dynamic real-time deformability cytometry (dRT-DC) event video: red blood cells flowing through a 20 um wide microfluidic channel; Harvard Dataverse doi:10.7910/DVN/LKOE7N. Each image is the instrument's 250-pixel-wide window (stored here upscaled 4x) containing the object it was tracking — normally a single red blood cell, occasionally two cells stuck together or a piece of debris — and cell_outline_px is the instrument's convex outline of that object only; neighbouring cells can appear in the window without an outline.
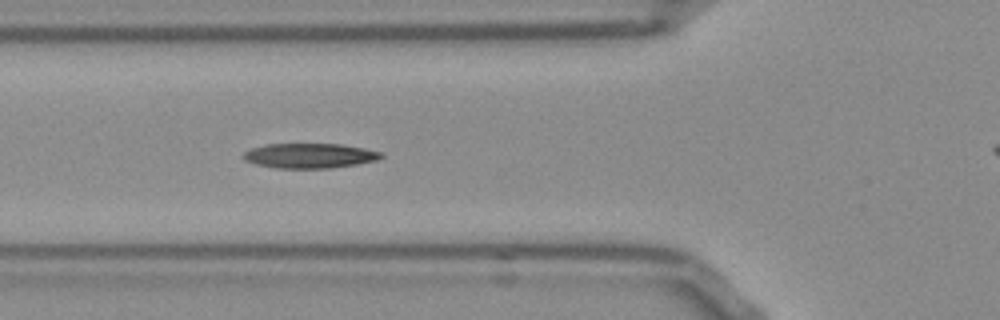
{"species": "Egyptian fruit bat (a non-hibernating species)", "species_latin": "Rousettus aegyptiacus", "temperature_condition": "room temperature", "stored_images_in_passage": 37, "camera_frame_rate_fps": 3000, "um_per_image_px": 0.085, "frame": {"image": 1, "passage_image": 6, "time_ms": 1.667, "image_size_px": [1000, 320], "cell_outline_px": [[384, 156], [376, 160], [356, 164], [328, 168], [276, 168], [256, 164], [244, 160], [244, 152], [252, 148], [268, 144], [340, 144], [364, 148], [380, 152]], "centroid_in_image_um": [26.31, 13.23], "position_along_channel_um": 99.5, "area_um2": 19.71}, "authors_computed_cell_mechanics": {"area_um2": 19.9988, "velocity_mm_per_s": 3.8131, "shape_relaxation_time_tau1_ms": 8.7302, "shape_relaxation_time_tau2_ms": 4.2777, "deformation_change_tau1": 0.2414, "deformation_change_tau2": 0.1117}}